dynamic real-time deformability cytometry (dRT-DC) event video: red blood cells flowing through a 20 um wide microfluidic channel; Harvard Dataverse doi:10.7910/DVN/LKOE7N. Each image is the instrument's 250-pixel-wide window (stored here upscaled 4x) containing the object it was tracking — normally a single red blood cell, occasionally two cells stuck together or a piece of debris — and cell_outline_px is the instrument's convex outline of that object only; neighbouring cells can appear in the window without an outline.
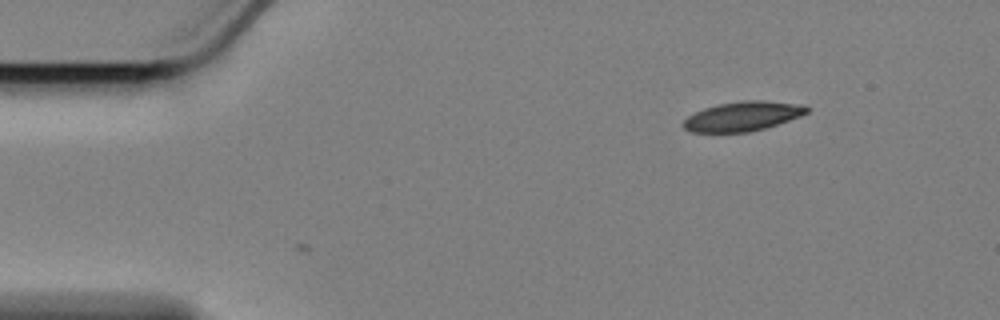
{"species": "Egyptian fruit bat (a non-hibernating species)", "species_latin": "Rousettus aegyptiacus", "temperature_condition": "cold", "stored_images_in_passage": 2, "camera_frame_rate_fps": 3000, "um_per_image_px": 0.085, "animal": {"sex": "female"}, "frame": {"image": 1, "passage_image": 1, "time_ms": 0.0, "image_size_px": [1000, 320], "cell_outline_px": [[808, 112], [800, 116], [764, 128], [748, 132], [692, 132], [684, 128], [680, 124], [688, 116], [704, 108], [716, 104], [740, 100], [764, 100], [804, 104], [808, 108]], "centroid_in_image_um": [63.11, 9.86], "position_along_channel_um": 21.9, "area_um2": 21.27}}